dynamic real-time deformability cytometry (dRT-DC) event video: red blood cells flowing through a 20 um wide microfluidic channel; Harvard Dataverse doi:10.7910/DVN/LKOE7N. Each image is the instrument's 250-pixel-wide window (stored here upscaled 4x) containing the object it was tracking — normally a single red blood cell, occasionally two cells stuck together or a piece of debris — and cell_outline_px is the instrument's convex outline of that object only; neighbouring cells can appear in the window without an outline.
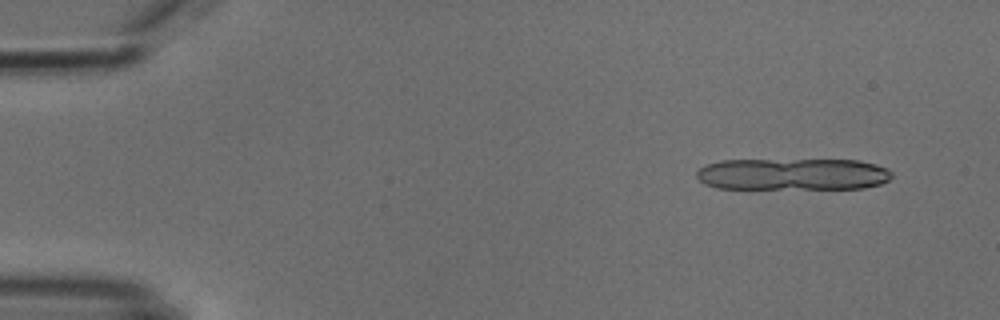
{"species": "common noctule bat (a hibernating species)", "species_latin": "Nyctalus noctula", "temperature_condition": "cold", "stored_images_in_passage": 7, "camera_frame_rate_fps": 3000, "um_per_image_px": 0.085, "animal": {"sex": "male", "body_mass_g": 18.8}, "frame": {"image": 1, "passage_image": 1, "time_ms": 0.0, "image_size_px": [1000, 320], "cell_outline_px": [[892, 176], [888, 180], [880, 184], [864, 188], [716, 188], [704, 184], [696, 176], [696, 172], [704, 164], [720, 160], [860, 160], [876, 164], [888, 168], [892, 172]], "centroid_in_image_um": [67.38, 14.8], "position_along_channel_um": 17.6, "area_um2": 36.41}}
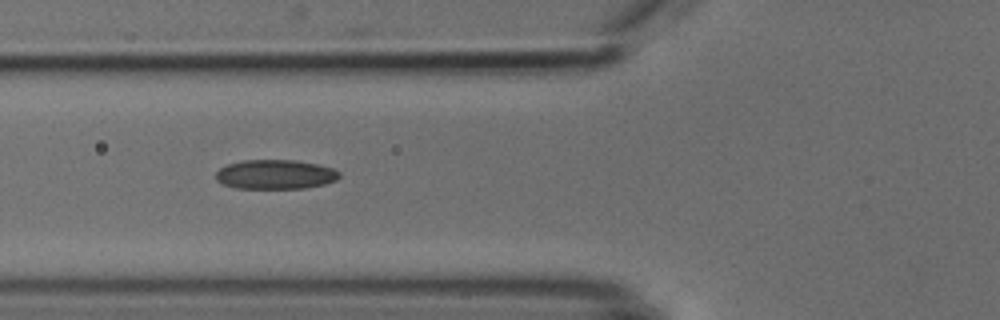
{"frame": {"image": 2, "passage_image": 5, "time_ms": 5.333, "image_size_px": [1000, 320], "cell_outline_px": [[340, 176], [336, 180], [324, 184], [304, 188], [236, 188], [220, 184], [216, 180], [216, 172], [220, 168], [228, 164], [244, 160], [296, 160], [320, 164], [332, 168], [340, 172]], "centroid_in_image_um": [23.4, 14.82], "position_along_channel_um": 102.4, "area_um2": 21.27}}
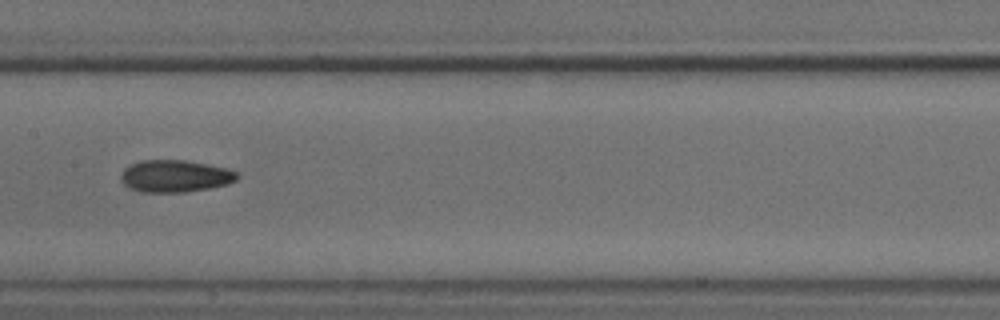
{"frame": {"image": 3, "passage_image": 7, "time_ms": 7.667, "image_size_px": [1000, 320], "cell_outline_px": [[240, 176], [236, 180], [228, 184], [208, 188], [184, 192], [140, 192], [128, 188], [120, 180], [120, 176], [124, 168], [140, 160], [184, 160], [208, 164], [228, 168], [236, 172]], "centroid_in_image_um": [14.87, 14.97], "position_along_channel_um": 192.5, "area_um2": 21.91}}